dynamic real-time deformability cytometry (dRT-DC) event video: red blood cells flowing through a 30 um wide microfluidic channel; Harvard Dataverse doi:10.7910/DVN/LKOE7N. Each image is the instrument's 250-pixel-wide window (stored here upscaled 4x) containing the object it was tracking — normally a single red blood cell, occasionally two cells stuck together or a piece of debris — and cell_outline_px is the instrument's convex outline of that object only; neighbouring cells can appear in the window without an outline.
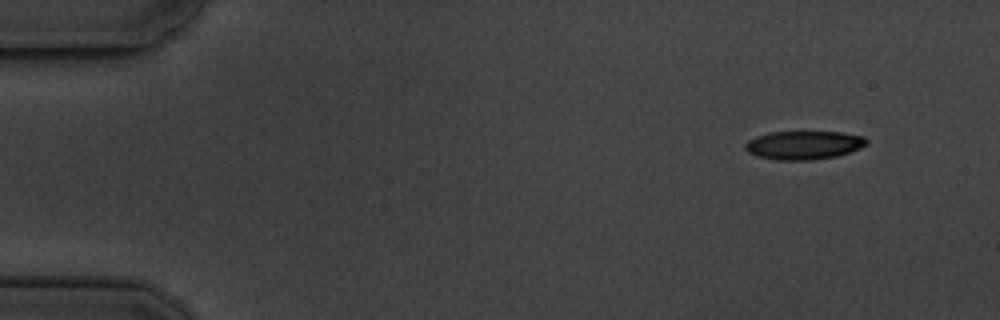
{"species": "common noctule bat (a hibernating species)", "species_latin": "Nyctalus noctula", "temperature_condition": "cold", "stored_images_in_passage": 6, "camera_frame_rate_fps": 3000, "um_per_image_px": 0.085, "animal": {"sex": "male", "body_mass_g": 19.5, "forearm_length_mm": 54.6}, "frame": {"image": 1, "passage_image": 1, "time_ms": 0.0, "image_size_px": [1000, 320], "cell_outline_px": [[868, 144], [860, 148], [836, 156], [808, 160], [776, 160], [756, 156], [748, 152], [744, 148], [744, 144], [748, 140], [756, 136], [768, 132], [840, 132], [864, 136], [868, 140]], "centroid_in_image_um": [68.29, 12.33], "position_along_channel_um": 16.7, "area_um2": 20.23}}
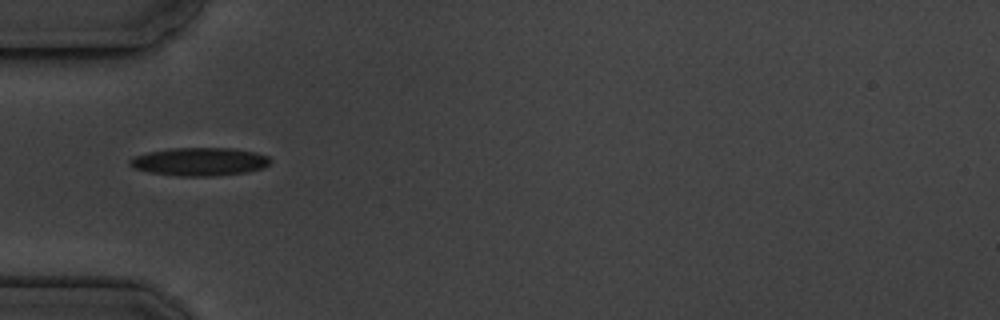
{"frame": {"image": 2, "passage_image": 4, "time_ms": 4.333, "image_size_px": [1000, 320], "cell_outline_px": [[272, 160], [268, 164], [260, 168], [244, 172], [208, 176], [180, 176], [148, 172], [132, 168], [128, 164], [128, 160], [132, 156], [148, 152], [172, 148], [232, 148], [256, 152], [268, 156]], "centroid_in_image_um": [16.89, 13.73], "position_along_channel_um": 68.1, "area_um2": 23.0}}
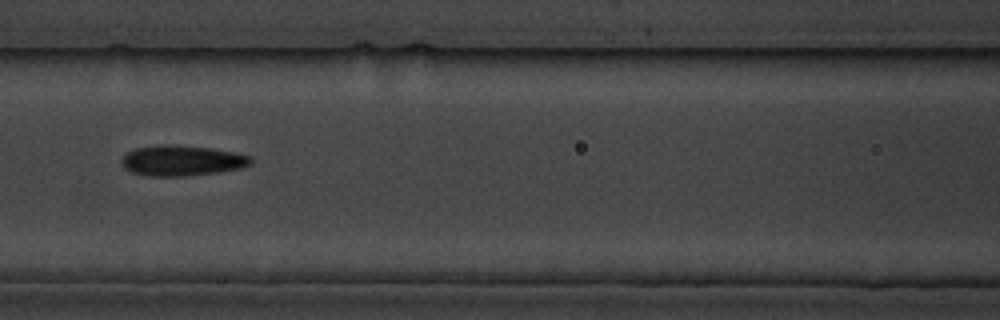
{"frame": {"image": 3, "passage_image": 6, "time_ms": 6.667, "image_size_px": [1000, 320], "cell_outline_px": [[252, 164], [244, 168], [220, 172], [184, 176], [152, 176], [132, 172], [124, 168], [120, 160], [128, 152], [136, 148], [160, 144], [208, 148], [236, 152], [248, 156], [252, 160]], "centroid_in_image_um": [15.48, 13.66], "position_along_channel_um": 151.1, "area_um2": 22.83}}